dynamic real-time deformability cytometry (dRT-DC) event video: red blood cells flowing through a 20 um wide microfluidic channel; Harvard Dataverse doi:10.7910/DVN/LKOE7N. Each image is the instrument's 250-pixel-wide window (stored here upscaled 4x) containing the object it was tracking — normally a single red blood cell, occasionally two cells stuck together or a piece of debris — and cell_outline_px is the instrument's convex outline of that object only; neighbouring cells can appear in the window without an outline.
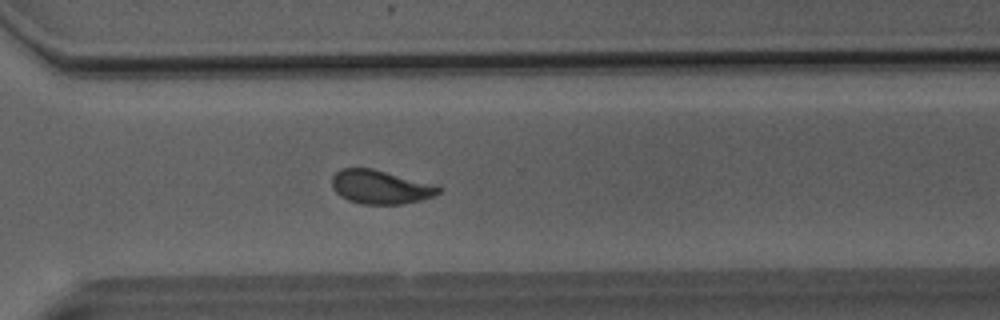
{"species": "Egyptian fruit bat (a non-hibernating species)", "species_latin": "Rousettus aegyptiacus", "temperature_condition": "room temperature", "stored_images_in_passage": 42, "camera_frame_rate_fps": 3000, "um_per_image_px": 0.085, "animal": {"sex": "male"}, "frame": {"image": 1, "passage_image": 28, "time_ms": 9.0, "image_size_px": [1000, 320], "cell_outline_px": [[444, 188], [440, 192], [432, 196], [420, 200], [404, 204], [360, 204], [348, 200], [340, 196], [332, 188], [332, 176], [340, 168], [372, 168]], "centroid_in_image_um": [32.27, 15.9], "position_along_channel_um": 338.3, "area_um2": 20.75}}
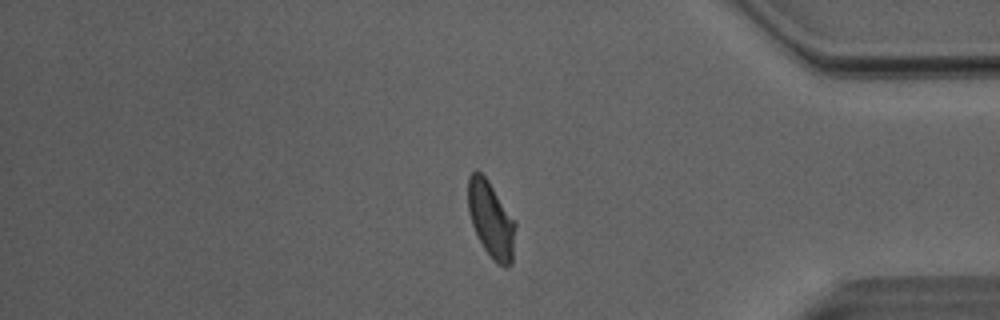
{"frame": {"image": 2, "passage_image": 34, "time_ms": 11.0, "image_size_px": [1000, 320], "cell_outline_px": [[516, 224], [512, 264], [508, 268], [504, 268], [496, 264], [492, 260], [484, 248], [472, 224], [468, 212], [468, 176], [476, 168], [488, 180], [516, 220]], "centroid_in_image_um": [41.76, 18.68], "position_along_channel_um": 393.4, "area_um2": 21.39}}
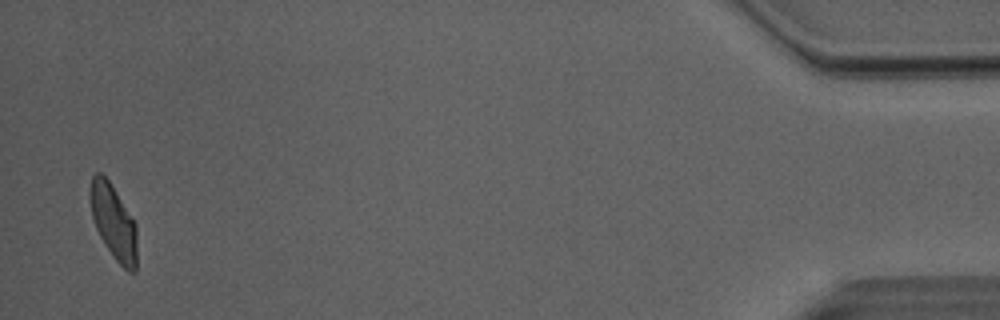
{"frame": {"image": 3, "passage_image": 41, "time_ms": 13.333, "image_size_px": [1000, 320], "cell_outline_px": [[136, 272], [128, 272], [112, 256], [104, 244], [96, 228], [92, 216], [88, 196], [88, 188], [92, 176], [96, 172], [100, 172], [108, 180], [136, 224]], "centroid_in_image_um": [9.61, 18.86], "position_along_channel_um": 425.6, "area_um2": 20.4}, "authors_computed_cell_mechanics": {"area_um2": 21.2704, "velocity_mm_per_s": 4.0335, "shape_relaxation_time_tau1_ms": 5.3001, "shape_relaxation_time_tau2_ms": 1.1773, "deformation_change_tau1": 0.1522, "deformation_change_tau2": 0.0661}}